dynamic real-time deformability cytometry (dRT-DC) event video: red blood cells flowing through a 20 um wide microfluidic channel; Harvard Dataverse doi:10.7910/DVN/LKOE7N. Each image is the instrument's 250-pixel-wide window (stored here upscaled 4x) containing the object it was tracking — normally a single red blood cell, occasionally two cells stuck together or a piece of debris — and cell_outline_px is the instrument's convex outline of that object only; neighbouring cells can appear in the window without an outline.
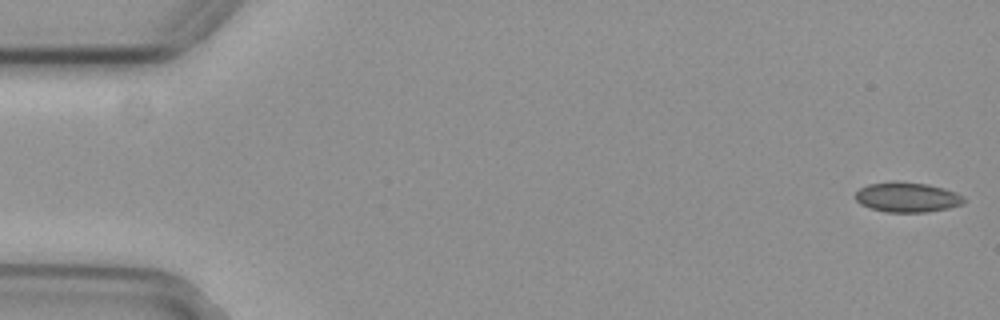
{"species": "common noctule bat (a hibernating species)", "species_latin": "Nyctalus noctula", "temperature_condition": "cold", "stored_images_in_passage": 13, "camera_frame_rate_fps": 3000, "um_per_image_px": 0.085, "animal": {"sex": "female", "body_mass_g": 29.2, "forearm_length_mm": 56.3}, "frame": {"image": 1, "passage_image": 1, "time_ms": 0.0, "image_size_px": [1000, 320], "cell_outline_px": [[964, 204], [948, 208], [928, 212], [884, 212], [860, 204], [856, 200], [856, 192], [860, 188], [868, 184], [892, 180], [900, 180], [928, 184], [944, 188], [956, 192], [964, 196]], "centroid_in_image_um": [77.12, 16.74], "position_along_channel_um": 7.9, "area_um2": 19.25}}